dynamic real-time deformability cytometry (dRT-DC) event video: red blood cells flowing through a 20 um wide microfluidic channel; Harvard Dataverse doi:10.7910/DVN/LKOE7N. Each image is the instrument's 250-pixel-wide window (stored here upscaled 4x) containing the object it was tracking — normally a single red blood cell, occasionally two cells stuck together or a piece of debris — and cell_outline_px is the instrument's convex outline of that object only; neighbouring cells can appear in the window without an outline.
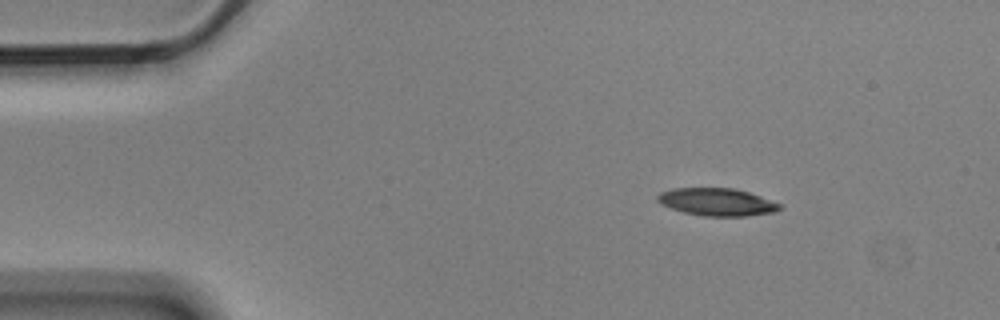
{"species": "Egyptian fruit bat (a non-hibernating species)", "species_latin": "Rousettus aegyptiacus", "temperature_condition": "cold", "stored_images_in_passage": 3, "camera_frame_rate_fps": 3000, "um_per_image_px": 0.085, "animal": {"sex": "male"}, "frame": {"image": 1, "passage_image": 1, "time_ms": 0.0, "image_size_px": [1000, 320], "cell_outline_px": [[780, 208], [776, 212], [744, 216], [704, 216], [684, 212], [660, 204], [656, 200], [656, 196], [660, 192], [672, 188], [732, 188], [748, 192], [760, 196], [780, 204]], "centroid_in_image_um": [60.9, 17.16], "position_along_channel_um": 24.1, "area_um2": 19.54}}
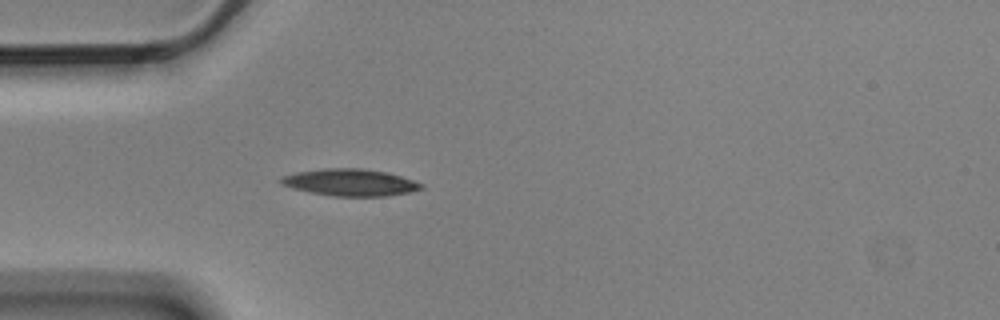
{"frame": {"image": 2, "passage_image": 3, "time_ms": 0.667, "image_size_px": [1000, 320], "cell_outline_px": [[424, 188], [408, 192], [384, 196], [336, 196], [312, 192], [292, 188], [280, 184], [280, 176], [296, 172], [324, 168], [360, 168], [388, 172], [424, 184]], "centroid_in_image_um": [29.74, 15.49], "position_along_channel_um": 55.3, "area_um2": 21.91}}